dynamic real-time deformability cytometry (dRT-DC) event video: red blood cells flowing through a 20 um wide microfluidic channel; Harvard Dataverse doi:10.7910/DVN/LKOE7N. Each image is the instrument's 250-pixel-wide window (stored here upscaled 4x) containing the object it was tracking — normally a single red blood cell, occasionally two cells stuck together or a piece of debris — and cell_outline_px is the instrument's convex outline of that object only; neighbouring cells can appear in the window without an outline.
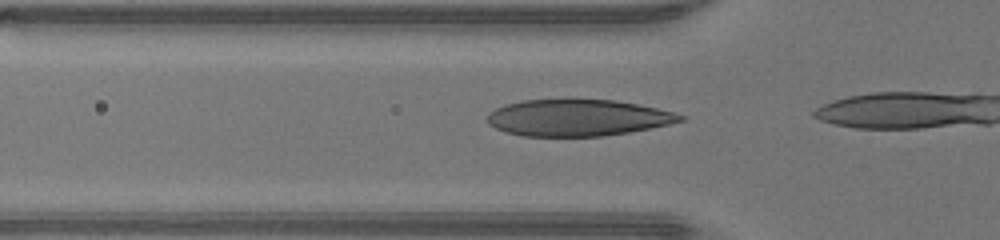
{"species": "human", "species_latin": "Homo sapiens", "temperature_condition": "warm", "stored_images_in_passage": 6, "camera_frame_rate_fps": 3000, "um_per_image_px": 0.085, "donor": {"sex": "male"}, "frame": {"image": 1, "passage_image": 2, "time_ms": 0.333, "image_size_px": [1000, 240], "cell_outline_px": [[684, 120], [668, 124], [628, 132], [604, 136], [524, 136], [504, 132], [488, 124], [488, 112], [504, 104], [524, 100], [616, 100], [656, 108], [672, 112], [684, 116]], "centroid_in_image_um": [49.05, 10.01], "position_along_channel_um": 76.8, "area_um2": 40.75}}
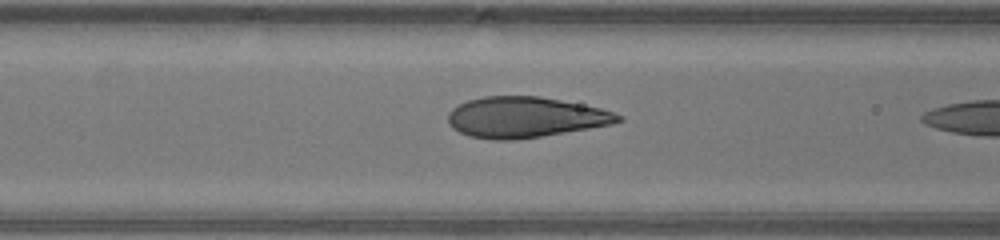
{"frame": {"image": 2, "passage_image": 5, "time_ms": 1.333, "image_size_px": [1000, 240], "cell_outline_px": [[624, 120], [612, 124], [540, 136], [512, 140], [492, 140], [468, 136], [452, 128], [448, 120], [448, 112], [452, 108], [468, 100], [484, 96], [540, 96], [600, 108], [624, 116]], "centroid_in_image_um": [44.61, 9.96], "position_along_channel_um": 122.0, "area_um2": 40.11}}